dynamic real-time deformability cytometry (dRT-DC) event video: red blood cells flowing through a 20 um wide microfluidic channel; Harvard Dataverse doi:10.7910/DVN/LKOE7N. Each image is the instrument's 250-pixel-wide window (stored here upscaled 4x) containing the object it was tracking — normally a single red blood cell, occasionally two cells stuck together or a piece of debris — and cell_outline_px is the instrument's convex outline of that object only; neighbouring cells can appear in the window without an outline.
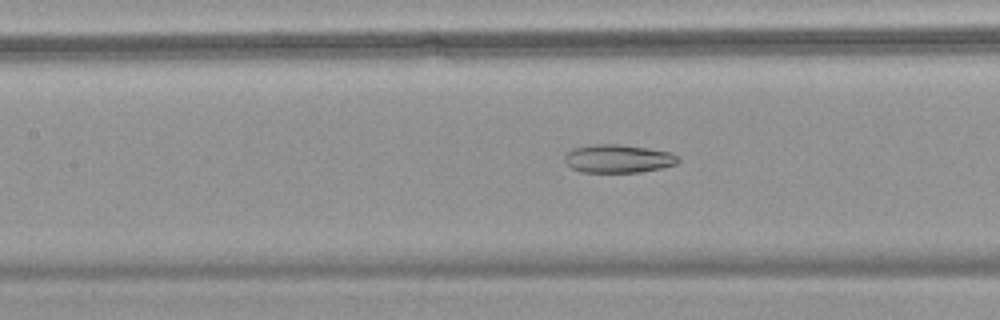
{"species": "common noctule bat (a hibernating species)", "species_latin": "Nyctalus noctula", "temperature_condition": "warm", "stored_images_in_passage": 57, "camera_frame_rate_fps": 3000, "um_per_image_px": 0.085, "animal": {"sex": "female", "body_mass_g": 18.4}, "frame": {"image": 1, "passage_image": 27, "time_ms": 8.667, "image_size_px": [1000, 320], "cell_outline_px": [[680, 160], [676, 164], [660, 168], [640, 172], [580, 172], [572, 168], [564, 160], [564, 156], [572, 148], [596, 144], [620, 144], [648, 148], [668, 152], [676, 156]], "centroid_in_image_um": [52.51, 13.48], "position_along_channel_um": 154.9, "area_um2": 18.55}}
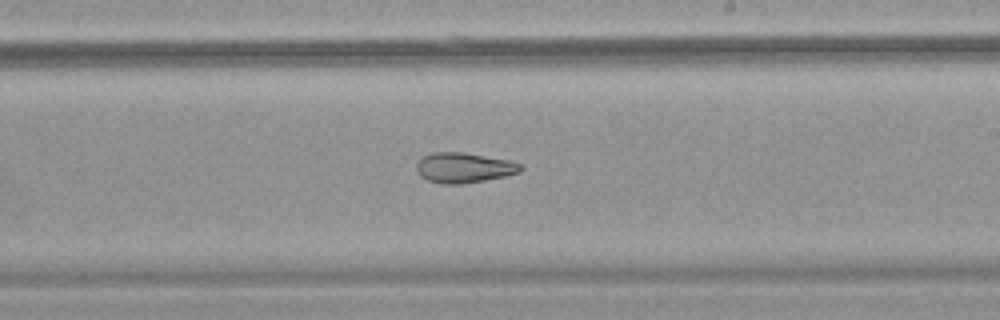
{"frame": {"image": 2, "passage_image": 35, "time_ms": 11.333, "image_size_px": [1000, 320], "cell_outline_px": [[524, 168], [520, 172], [504, 176], [484, 180], [460, 184], [440, 184], [428, 180], [420, 176], [416, 168], [416, 164], [424, 156], [432, 152], [464, 152], [508, 160], [520, 164]], "centroid_in_image_um": [39.42, 14.25], "position_along_channel_um": 249.6, "area_um2": 18.21}}
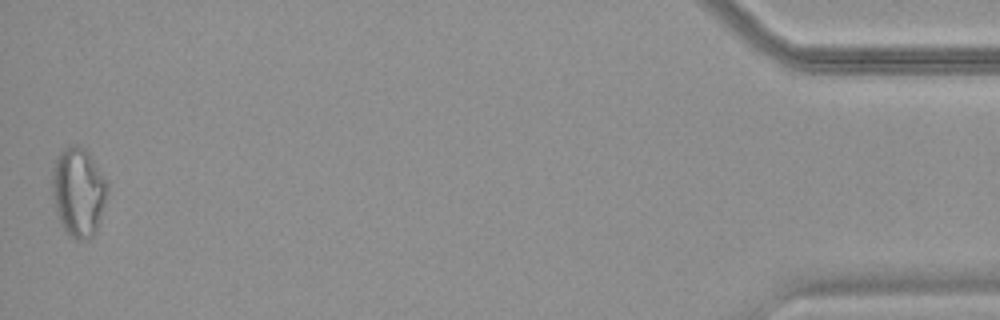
{"frame": {"image": 3, "passage_image": 57, "time_ms": 18.667, "image_size_px": [1000, 320], "cell_outline_px": [[108, 188], [100, 220], [92, 236], [88, 240], [76, 240], [64, 228], [60, 220], [56, 208], [52, 192], [52, 172], [56, 156], [64, 148], [72, 144], [76, 144], [84, 148], [88, 152], [108, 180]], "centroid_in_image_um": [6.68, 16.27], "position_along_channel_um": 428.5, "area_um2": 28.5}, "authors_computed_cell_mechanics": {"area_um2": 23.4668, "velocity_mm_per_s": 3.5761, "shape_relaxation_time_tau1_ms": null, "shape_relaxation_time_tau2_ms": 5.2674, "deformation_change_tau1": null, "deformation_change_tau2": 0.1466}}